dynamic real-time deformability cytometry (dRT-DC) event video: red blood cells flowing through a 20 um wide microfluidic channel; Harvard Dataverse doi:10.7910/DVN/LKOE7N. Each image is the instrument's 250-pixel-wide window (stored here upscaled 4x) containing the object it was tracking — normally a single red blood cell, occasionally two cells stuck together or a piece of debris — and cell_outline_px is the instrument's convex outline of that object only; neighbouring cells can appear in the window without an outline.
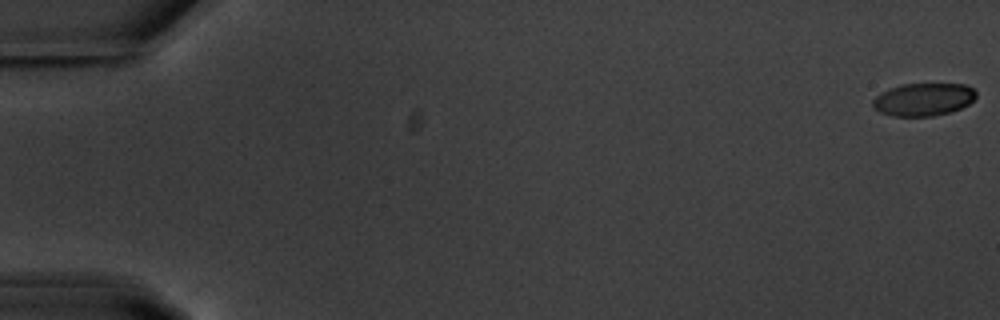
{"species": "common noctule bat (a hibernating species)", "species_latin": "Nyctalus noctula", "temperature_condition": "warm", "stored_images_in_passage": 56, "camera_frame_rate_fps": 3000, "um_per_image_px": 0.085, "animal": {"sex": "male", "body_mass_g": 20.1, "forearm_length_mm": 53.5}, "frame": {"image": 1, "passage_image": 1, "time_ms": 0.0, "image_size_px": [1000, 320], "cell_outline_px": [[976, 96], [968, 104], [960, 108], [948, 112], [932, 116], [892, 116], [880, 112], [872, 108], [872, 100], [876, 96], [888, 88], [900, 84], [968, 84], [976, 92]], "centroid_in_image_um": [78.45, 8.44], "position_along_channel_um": 6.5, "area_um2": 19.77}}
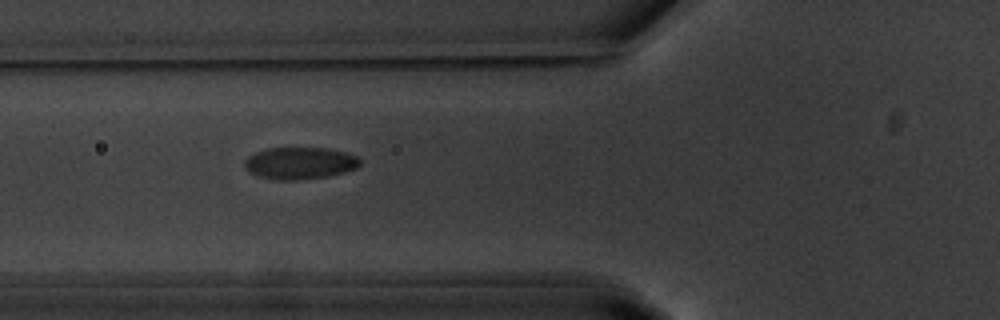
{"frame": {"image": 2, "passage_image": 22, "time_ms": 7.0, "image_size_px": [1000, 320], "cell_outline_px": [[360, 164], [356, 168], [344, 172], [328, 176], [296, 180], [272, 180], [248, 172], [244, 168], [244, 160], [248, 156], [256, 152], [268, 148], [328, 148], [344, 152], [356, 156], [360, 160]], "centroid_in_image_um": [25.45, 13.87], "position_along_channel_um": 100.4, "area_um2": 21.56}}
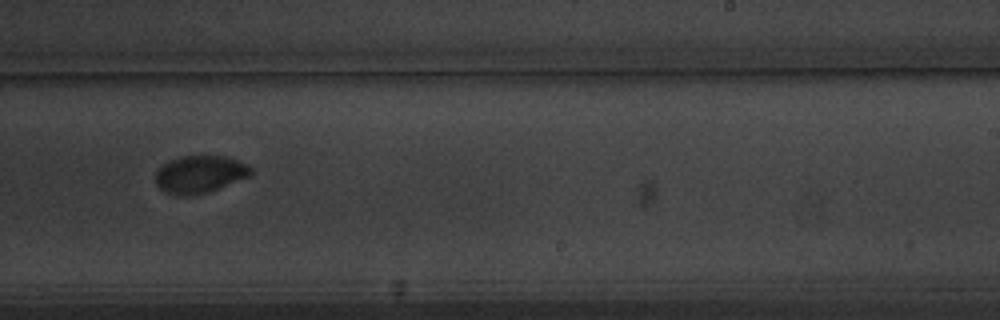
{"frame": {"image": 3, "passage_image": 36, "time_ms": 11.667, "image_size_px": [1000, 320], "cell_outline_px": [[252, 176], [208, 192], [184, 196], [172, 196], [164, 192], [156, 184], [156, 172], [164, 164], [180, 156], [224, 156], [236, 160], [252, 168]], "centroid_in_image_um": [16.98, 14.83], "position_along_channel_um": 272.0, "area_um2": 20.75}, "authors_computed_cell_mechanics": {"area_um2": 21.386, "velocity_mm_per_s": 3.6735, "shape_relaxation_time_tau1_ms": 3.4772, "shape_relaxation_time_tau2_ms": null, "deformation_change_tau1": 0.1288, "deformation_change_tau2": null}}